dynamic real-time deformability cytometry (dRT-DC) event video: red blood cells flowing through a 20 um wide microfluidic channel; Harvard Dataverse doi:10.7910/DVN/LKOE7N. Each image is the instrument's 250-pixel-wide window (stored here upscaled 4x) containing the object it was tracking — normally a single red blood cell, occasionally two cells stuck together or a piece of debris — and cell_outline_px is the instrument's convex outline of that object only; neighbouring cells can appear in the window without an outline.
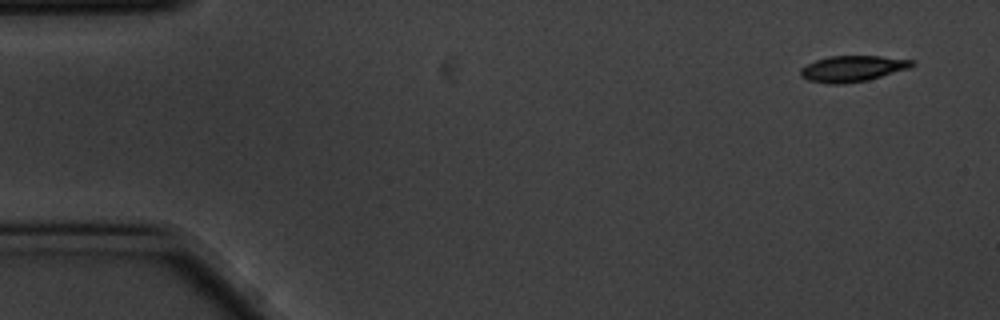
{"species": "common noctule bat (a hibernating species)", "species_latin": "Nyctalus noctula", "temperature_condition": "cold", "stored_images_in_passage": 55, "camera_frame_rate_fps": 3000, "um_per_image_px": 0.085, "animal": {"sex": "male", "body_mass_g": 20.1, "forearm_length_mm": 53.5}, "frame": {"image": 1, "passage_image": 1, "time_ms": 0.0, "image_size_px": [1000, 320], "cell_outline_px": [[916, 64], [908, 68], [868, 80], [844, 84], [828, 84], [808, 80], [800, 76], [800, 68], [816, 60], [828, 56], [880, 56], [916, 60]], "centroid_in_image_um": [72.46, 5.83], "position_along_channel_um": 12.5, "area_um2": 16.94}}
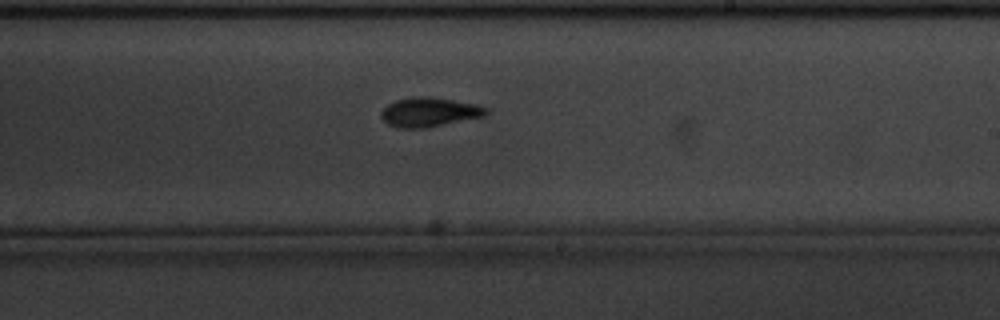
{"frame": {"image": 2, "passage_image": 31, "time_ms": 10.0, "image_size_px": [1000, 320], "cell_outline_px": [[488, 112], [484, 116], [424, 128], [396, 128], [388, 124], [380, 116], [380, 112], [388, 104], [396, 100], [412, 96], [428, 96], [476, 104], [488, 108]], "centroid_in_image_um": [36.45, 9.52], "position_along_channel_um": 252.5, "area_um2": 17.86}}
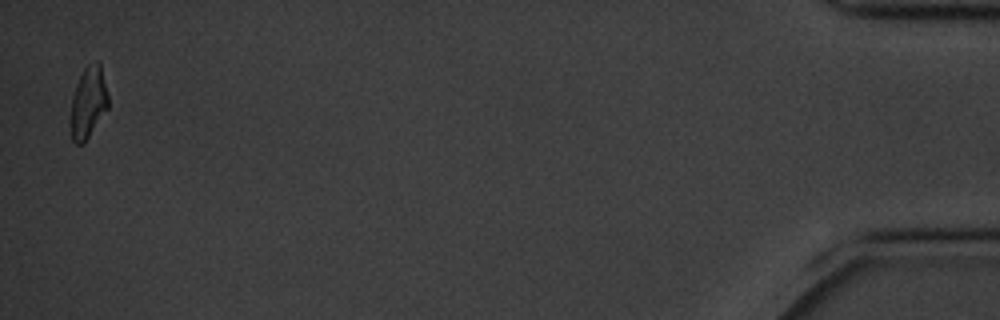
{"frame": {"image": 3, "passage_image": 54, "time_ms": 17.667, "image_size_px": [1000, 320], "cell_outline_px": [[108, 108], [84, 144], [76, 144], [72, 140], [68, 120], [72, 96], [76, 84], [84, 68], [88, 64], [96, 60], [100, 60], [108, 96]], "centroid_in_image_um": [7.47, 8.73], "position_along_channel_um": 427.7, "area_um2": 16.18}, "authors_computed_cell_mechanics": {"area_um2": 17.1666, "velocity_mm_per_s": 3.4779, "shape_relaxation_time_tau1_ms": 2.4992, "shape_relaxation_time_tau2_ms": 9.4384, "deformation_change_tau1": 0.1175, "deformation_change_tau2": 0.1509}}